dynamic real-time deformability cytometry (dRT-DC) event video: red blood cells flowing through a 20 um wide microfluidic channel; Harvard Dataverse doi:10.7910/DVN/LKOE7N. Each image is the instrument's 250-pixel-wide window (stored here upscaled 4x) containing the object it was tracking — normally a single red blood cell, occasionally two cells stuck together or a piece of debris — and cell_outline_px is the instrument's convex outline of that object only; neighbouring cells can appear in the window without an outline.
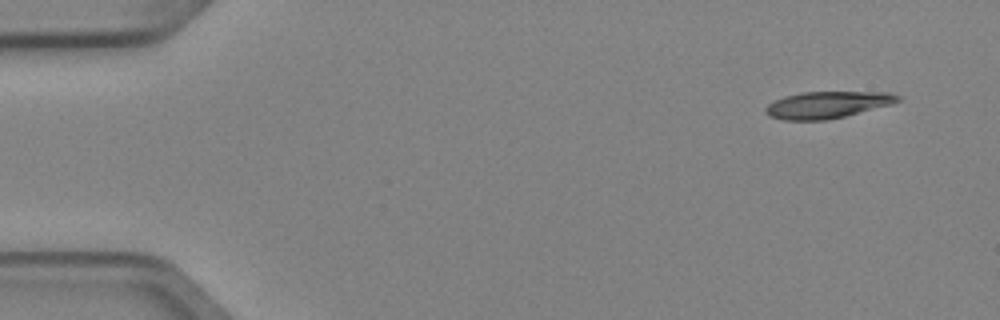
{"species": "Egyptian fruit bat (a non-hibernating species)", "species_latin": "Rousettus aegyptiacus", "temperature_condition": "cold", "stored_images_in_passage": 4, "camera_frame_rate_fps": 3000, "um_per_image_px": 0.085, "animal": {"sex": "female"}, "frame": {"image": 1, "passage_image": 1, "time_ms": 0.0, "image_size_px": [1000, 320], "cell_outline_px": [[900, 100], [892, 104], [828, 120], [784, 120], [768, 116], [764, 112], [764, 108], [768, 104], [784, 96], [804, 92], [888, 92], [900, 96]], "centroid_in_image_um": [70.29, 8.91], "position_along_channel_um": 14.7, "area_um2": 20.58}}
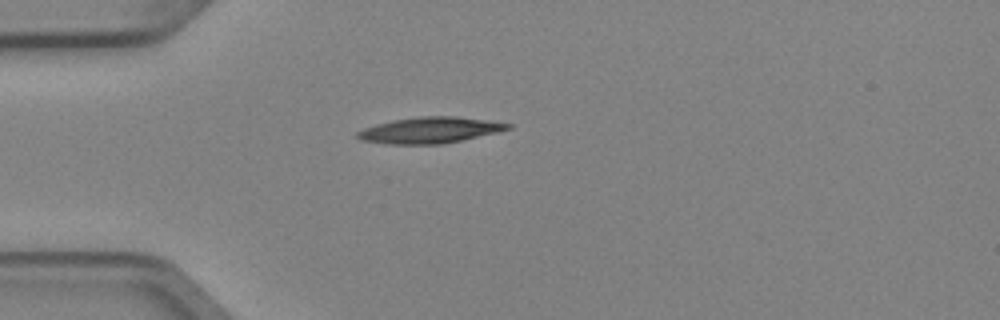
{"frame": {"image": 2, "passage_image": 4, "time_ms": 1.0, "image_size_px": [1000, 320], "cell_outline_px": [[512, 128], [496, 132], [460, 140], [440, 144], [388, 144], [360, 140], [356, 136], [356, 132], [364, 128], [376, 124], [392, 120], [420, 116], [456, 116], [512, 124]], "centroid_in_image_um": [36.48, 11.06], "position_along_channel_um": 48.5, "area_um2": 22.6}}